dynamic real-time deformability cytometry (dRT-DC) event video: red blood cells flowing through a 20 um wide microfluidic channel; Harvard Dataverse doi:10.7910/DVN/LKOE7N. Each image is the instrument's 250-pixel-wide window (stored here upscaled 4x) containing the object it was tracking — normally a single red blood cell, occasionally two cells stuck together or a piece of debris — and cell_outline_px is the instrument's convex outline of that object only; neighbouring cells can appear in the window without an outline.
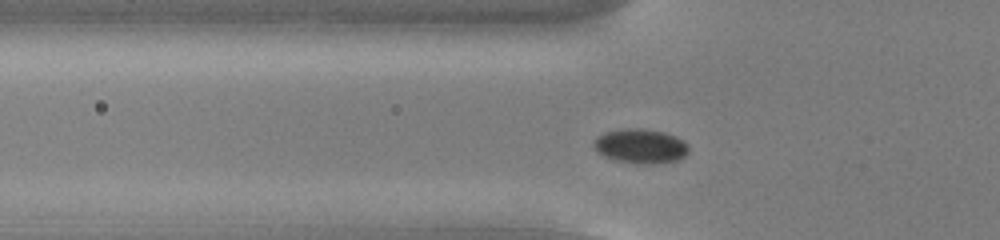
{"species": "common noctule bat (a hibernating species)", "species_latin": "Nyctalus noctula", "temperature_condition": "cold", "stored_images_in_passage": 46, "camera_frame_rate_fps": 3000, "um_per_image_px": 0.085, "animal": {"sex": "male", "body_mass_g": 13.0, "forearm_length_mm": 53.1}, "frame": {"image": 1, "passage_image": 10, "time_ms": 3.0, "image_size_px": [1000, 240], "cell_outline_px": [[688, 152], [680, 160], [656, 164], [636, 164], [612, 160], [604, 156], [592, 144], [592, 140], [596, 136], [604, 132], [628, 128], [644, 128], [664, 132], [676, 136], [684, 140], [688, 144]], "centroid_in_image_um": [54.46, 12.42], "position_along_channel_um": 71.3, "area_um2": 19.48}}
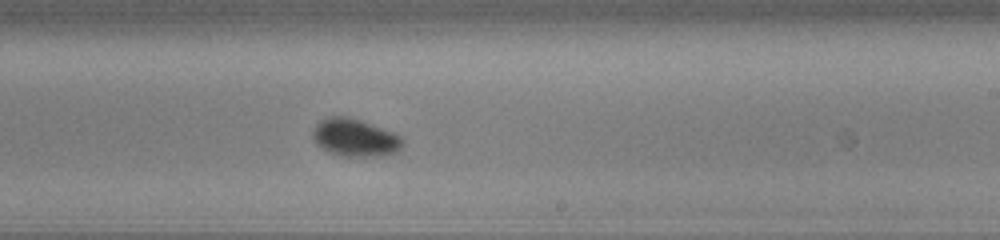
{"frame": {"image": 2, "passage_image": 25, "time_ms": 8.0, "image_size_px": [1000, 240], "cell_outline_px": [[404, 140], [400, 148], [396, 152], [376, 156], [340, 156], [328, 152], [320, 148], [316, 144], [312, 136], [312, 132], [316, 124], [320, 120], [328, 116], [348, 116], [372, 124], [392, 132], [400, 136]], "centroid_in_image_um": [30.12, 11.69], "position_along_channel_um": 258.9, "area_um2": 19.77}}
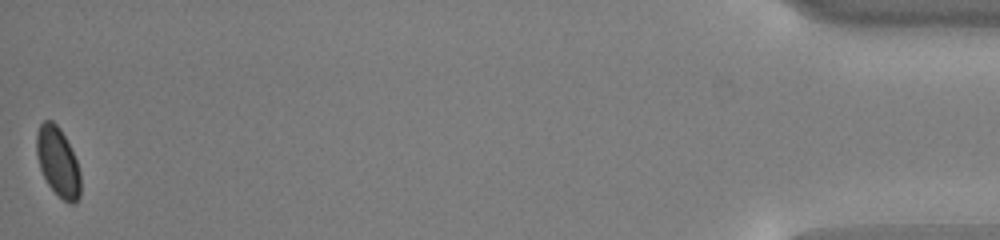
{"frame": {"image": 3, "passage_image": 46, "time_ms": 15.0, "image_size_px": [1000, 240], "cell_outline_px": [[80, 196], [72, 204], [68, 204], [48, 184], [40, 168], [36, 156], [36, 136], [40, 124], [44, 120], [52, 120], [60, 128], [76, 160], [80, 172]], "centroid_in_image_um": [4.91, 13.75], "position_along_channel_um": 430.3, "area_um2": 17.51}, "authors_computed_cell_mechanics": {"area_um2": 18.7272, "velocity_mm_per_s": 3.7648, "shape_relaxation_time_tau1_ms": 2.5138, "shape_relaxation_time_tau2_ms": null, "deformation_change_tau1": 0.0487, "deformation_change_tau2": null}}